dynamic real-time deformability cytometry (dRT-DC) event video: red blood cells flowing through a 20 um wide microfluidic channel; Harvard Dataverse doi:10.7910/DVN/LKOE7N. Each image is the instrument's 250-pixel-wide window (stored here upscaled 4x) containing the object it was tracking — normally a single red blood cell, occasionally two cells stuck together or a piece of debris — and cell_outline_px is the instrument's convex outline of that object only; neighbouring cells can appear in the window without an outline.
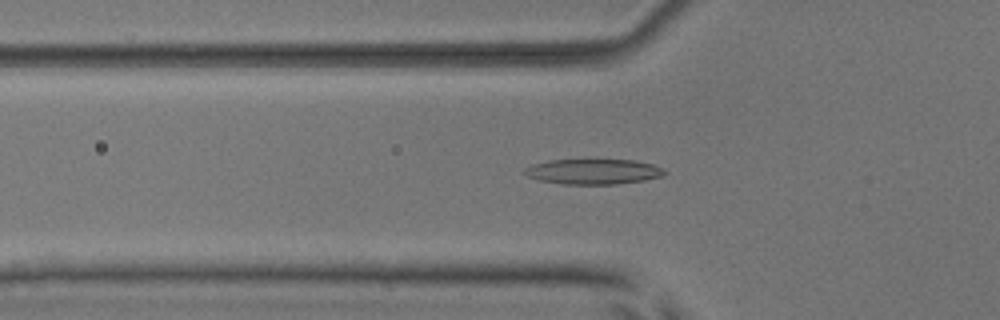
{"species": "common noctule bat (a hibernating species)", "species_latin": "Nyctalus noctula", "temperature_condition": "room temperature", "stored_images_in_passage": 50, "camera_frame_rate_fps": 3000, "um_per_image_px": 0.085, "animal": {"sex": "male", "body_mass_g": 17.9, "forearm_length_mm": 54.2}, "frame": {"image": 1, "passage_image": 16, "time_ms": 5.0, "image_size_px": [1000, 320], "cell_outline_px": [[668, 172], [664, 176], [644, 180], [616, 184], [564, 184], [540, 180], [528, 176], [524, 172], [524, 168], [532, 164], [548, 160], [636, 160], [652, 164], [664, 168]], "centroid_in_image_um": [50.47, 14.58], "position_along_channel_um": 75.3, "area_um2": 20.63}}
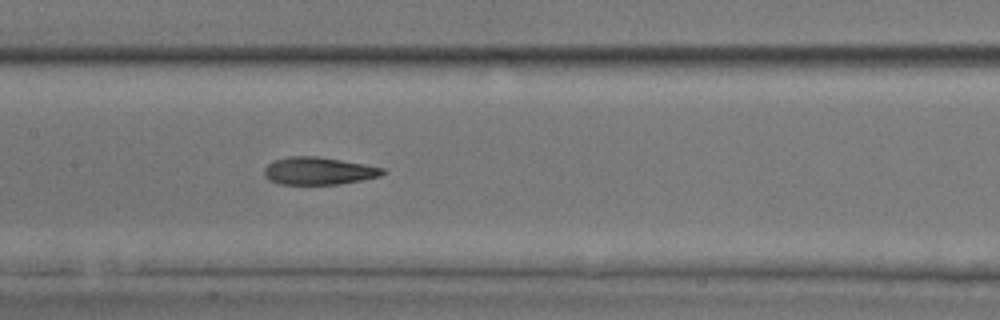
{"frame": {"image": 2, "passage_image": 24, "time_ms": 7.667, "image_size_px": [1000, 320], "cell_outline_px": [[388, 172], [380, 176], [340, 184], [280, 184], [268, 180], [264, 176], [264, 168], [268, 164], [276, 160], [288, 156], [316, 156], [364, 164], [384, 168]], "centroid_in_image_um": [27.07, 14.53], "position_along_channel_um": 180.3, "area_um2": 18.96}}
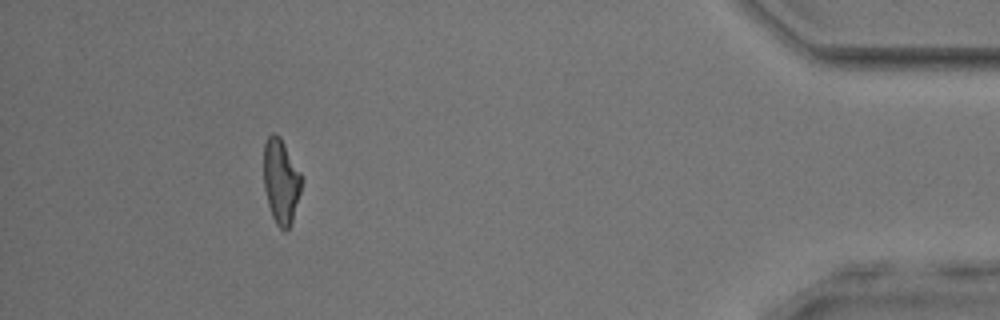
{"frame": {"image": 3, "passage_image": 46, "time_ms": 15.0, "image_size_px": [1000, 320], "cell_outline_px": [[300, 192], [292, 220], [288, 228], [284, 232], [276, 224], [272, 216], [268, 204], [264, 188], [264, 144], [268, 136], [272, 132], [276, 132], [280, 136], [300, 172]], "centroid_in_image_um": [23.85, 15.38], "position_along_channel_um": 411.3, "area_um2": 18.44}, "authors_computed_cell_mechanics": {"area_um2": 19.4786, "velocity_mm_per_s": 3.9272, "shape_relaxation_time_tau1_ms": 5.6892, "shape_relaxation_time_tau2_ms": 1.8209, "deformation_change_tau1": 0.205, "deformation_change_tau2": 0.1051}}